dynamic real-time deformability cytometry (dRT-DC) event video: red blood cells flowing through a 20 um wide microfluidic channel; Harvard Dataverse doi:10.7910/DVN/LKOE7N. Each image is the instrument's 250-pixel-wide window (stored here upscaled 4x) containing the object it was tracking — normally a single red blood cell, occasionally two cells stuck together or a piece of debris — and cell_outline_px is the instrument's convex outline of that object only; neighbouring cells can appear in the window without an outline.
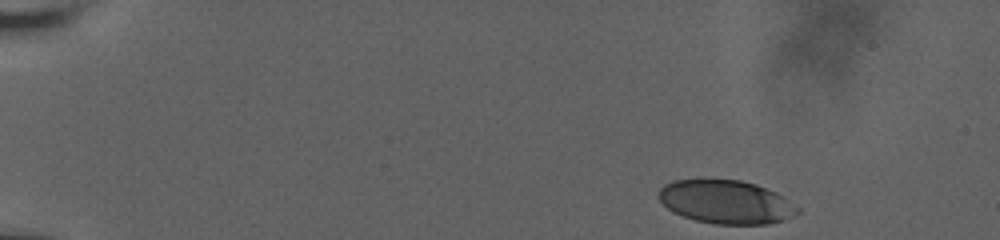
{"species": "human", "species_latin": "Homo sapiens", "temperature_condition": "room temperature", "stored_images_in_passage": 50, "camera_frame_rate_fps": 3000, "um_per_image_px": 0.085, "donor": {"sex": "male"}, "frame": {"image": 1, "passage_image": 1, "time_ms": 0.0, "image_size_px": [1000, 240], "cell_outline_px": [[800, 212], [784, 220], [768, 224], [716, 224], [696, 220], [672, 212], [660, 200], [660, 188], [664, 184], [672, 180], [740, 180], [756, 184], [776, 192], [800, 208]], "centroid_in_image_um": [61.73, 17.17], "position_along_channel_um": 23.3, "area_um2": 34.97}}
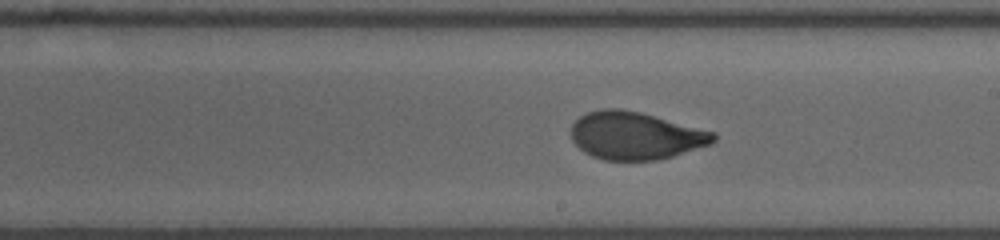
{"frame": {"image": 2, "passage_image": 28, "time_ms": 9.0, "image_size_px": [1000, 240], "cell_outline_px": [[716, 140], [712, 144], [672, 156], [656, 160], [604, 160], [592, 156], [584, 152], [572, 140], [572, 124], [580, 116], [588, 112], [600, 108], [620, 108], [640, 112], [716, 132]], "centroid_in_image_um": [54.02, 11.52], "position_along_channel_um": 235.0, "area_um2": 39.54}}
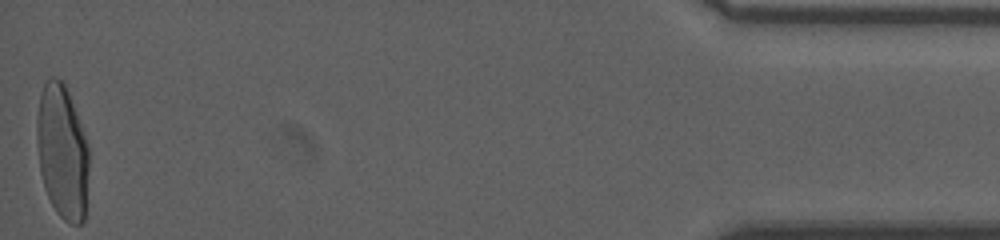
{"frame": {"image": 3, "passage_image": 50, "time_ms": 16.333, "image_size_px": [1000, 240], "cell_outline_px": [[88, 168], [84, 220], [80, 224], [72, 224], [64, 220], [56, 212], [44, 188], [40, 172], [36, 140], [36, 116], [40, 92], [44, 84], [52, 76], [60, 80], [64, 84], [68, 92], [88, 144]], "centroid_in_image_um": [5.27, 12.91], "position_along_channel_um": 429.9, "area_um2": 40.69}, "authors_computed_cell_mechanics": {"area_um2": 39.1306, "velocity_mm_per_s": 3.7837, "shape_relaxation_time_tau1_ms": 4.8497, "shape_relaxation_time_tau2_ms": null, "deformation_change_tau1": 0.2012, "deformation_change_tau2": null}}